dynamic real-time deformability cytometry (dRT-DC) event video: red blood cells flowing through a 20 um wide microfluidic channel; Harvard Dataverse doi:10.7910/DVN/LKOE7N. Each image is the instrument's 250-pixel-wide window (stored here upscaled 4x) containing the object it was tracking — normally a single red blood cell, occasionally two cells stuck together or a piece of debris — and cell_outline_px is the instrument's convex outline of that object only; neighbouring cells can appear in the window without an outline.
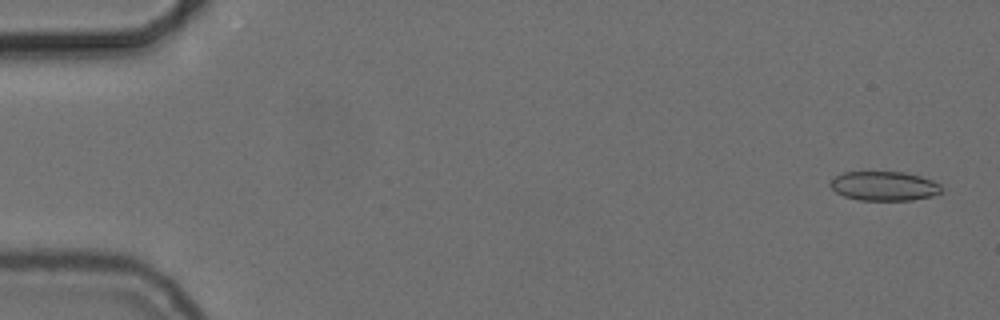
{"species": "common noctule bat (a hibernating species)", "species_latin": "Nyctalus noctula", "temperature_condition": "cold", "stored_images_in_passage": 55, "camera_frame_rate_fps": 3000, "um_per_image_px": 0.085, "animal": {"sex": "female", "body_mass_g": 24.6, "forearm_length_mm": 56.2}, "frame": {"image": 1, "passage_image": 2, "time_ms": 0.333, "image_size_px": [1000, 320], "cell_outline_px": [[940, 192], [932, 196], [912, 200], [860, 200], [844, 196], [836, 192], [828, 184], [836, 176], [844, 172], [904, 172], [920, 176], [932, 180], [940, 184]], "centroid_in_image_um": [75.14, 15.81], "position_along_channel_um": 9.9, "area_um2": 18.84}}
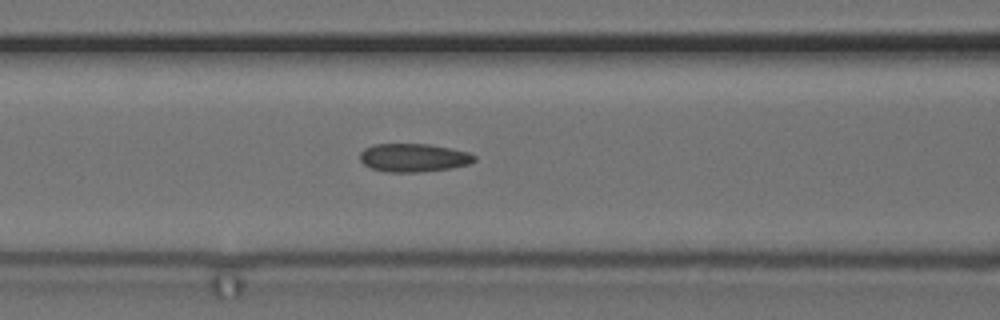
{"frame": {"image": 2, "passage_image": 23, "time_ms": 7.333, "image_size_px": [1000, 320], "cell_outline_px": [[476, 160], [468, 164], [448, 168], [420, 172], [388, 172], [372, 168], [364, 164], [360, 160], [360, 152], [364, 148], [372, 144], [428, 144], [452, 148], [468, 152], [476, 156]], "centroid_in_image_um": [35.14, 13.39], "position_along_channel_um": 131.5, "area_um2": 18.84}}
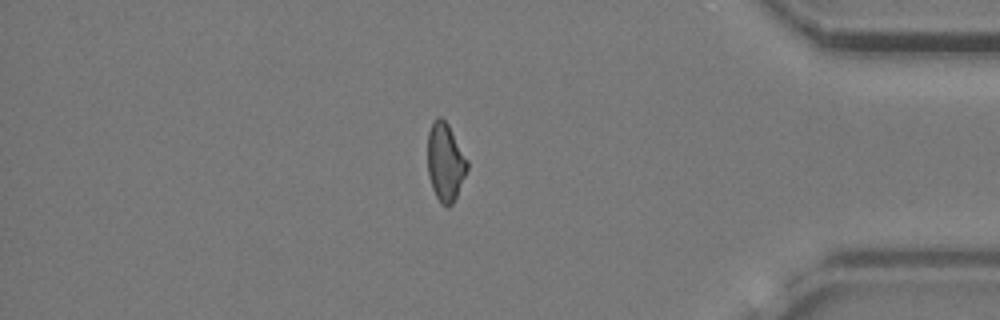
{"frame": {"image": 3, "passage_image": 47, "time_ms": 15.333, "image_size_px": [1000, 320], "cell_outline_px": [[468, 168], [456, 196], [452, 204], [448, 208], [440, 204], [432, 188], [428, 176], [428, 132], [432, 124], [440, 116], [448, 124], [468, 160]], "centroid_in_image_um": [37.85, 13.81], "position_along_channel_um": 397.4, "area_um2": 17.92}, "authors_computed_cell_mechanics": {"area_um2": 18.8428, "velocity_mm_per_s": 3.731, "shape_relaxation_time_tau1_ms": null, "shape_relaxation_time_tau2_ms": 2.9243, "deformation_change_tau1": null, "deformation_change_tau2": 0.0929}}